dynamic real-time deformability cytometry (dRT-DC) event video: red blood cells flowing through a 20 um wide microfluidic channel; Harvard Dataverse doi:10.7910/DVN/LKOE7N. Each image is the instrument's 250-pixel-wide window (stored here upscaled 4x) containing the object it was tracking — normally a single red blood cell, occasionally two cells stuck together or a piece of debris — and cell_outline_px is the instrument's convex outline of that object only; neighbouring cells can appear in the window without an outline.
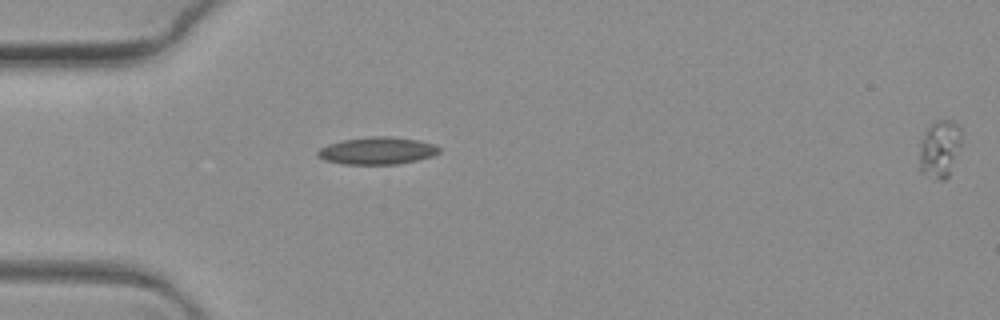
{"species": "common noctule bat (a hibernating species)", "species_latin": "Nyctalus noctula", "temperature_condition": "warm", "stored_images_in_passage": 2, "segment_of_instrument_passage": [1, 2], "camera_frame_rate_fps": 3000, "um_per_image_px": 0.085, "animal": {"sex": "female", "body_mass_g": 19.3, "forearm_length_mm": 54.1}, "frame": {"image": 1, "passage_image": 1, "time_ms": 0.0, "image_size_px": [1000, 320], "cell_outline_px": [[440, 152], [432, 156], [416, 160], [396, 164], [344, 164], [324, 160], [316, 156], [316, 152], [320, 148], [328, 144], [344, 140], [372, 136], [388, 136], [416, 140], [436, 144], [440, 148]], "centroid_in_image_um": [32.05, 12.81], "position_along_channel_um": 52.9, "area_um2": 19.25}}